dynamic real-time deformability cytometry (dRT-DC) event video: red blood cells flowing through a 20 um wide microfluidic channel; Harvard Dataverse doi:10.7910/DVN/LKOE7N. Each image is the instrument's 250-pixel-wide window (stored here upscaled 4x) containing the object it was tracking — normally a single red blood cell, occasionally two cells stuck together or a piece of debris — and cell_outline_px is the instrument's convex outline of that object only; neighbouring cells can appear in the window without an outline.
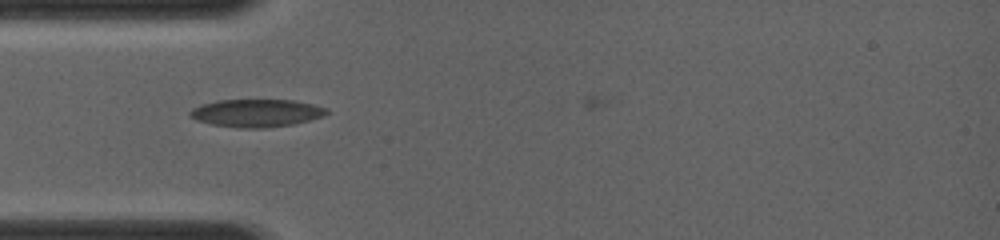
{"species": "common noctule bat (a hibernating species)", "species_latin": "Nyctalus noctula", "temperature_condition": "room temperature", "stored_images_in_passage": 10, "camera_frame_rate_fps": 4000, "um_per_image_px": 0.085, "animal": {"sex": "female", "body_mass_g": 19.0, "forearm_length_mm": 56.7}, "frame": {"image": 1, "passage_image": 6, "time_ms": 1.25, "image_size_px": [1000, 240], "cell_outline_px": [[328, 112], [324, 116], [292, 124], [264, 128], [240, 128], [212, 124], [196, 120], [188, 116], [188, 112], [192, 108], [200, 104], [216, 100], [292, 100], [312, 104], [328, 108]], "centroid_in_image_um": [21.75, 9.6], "position_along_channel_um": 63.3, "area_um2": 22.14}}